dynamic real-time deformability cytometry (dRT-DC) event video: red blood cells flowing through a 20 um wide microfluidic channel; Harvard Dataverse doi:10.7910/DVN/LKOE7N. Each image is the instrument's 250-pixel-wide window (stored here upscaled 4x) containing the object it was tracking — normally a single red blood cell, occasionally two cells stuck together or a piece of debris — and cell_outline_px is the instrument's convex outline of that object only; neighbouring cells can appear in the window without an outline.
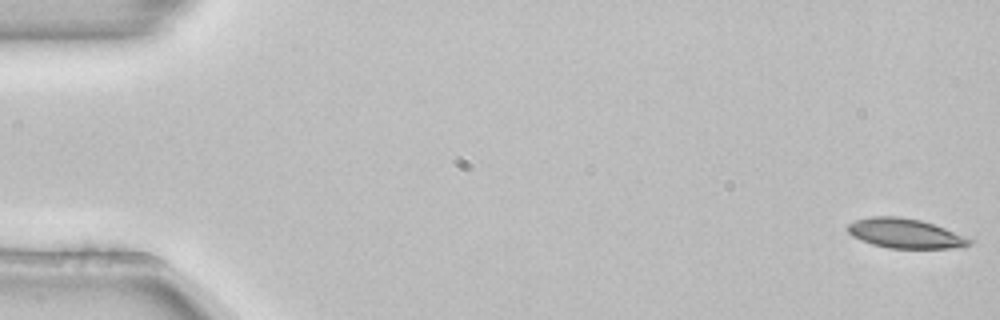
{"species": "common noctule bat (a hibernating species)", "species_latin": "Nyctalus noctula", "temperature_condition": "room temperature", "stored_images_in_passage": 54, "camera_frame_rate_fps": 3000, "um_per_image_px": 0.085, "animal": {"sex": "female", "body_mass_g": 22.7, "forearm_length_mm": 54.2}, "frame": {"image": 1, "passage_image": 1, "time_ms": 0.0, "image_size_px": [1000, 320], "cell_outline_px": [[976, 240], [972, 244], [964, 248], [888, 248], [872, 244], [852, 236], [848, 232], [848, 224], [856, 220], [872, 216], [896, 216], [920, 220], [944, 228]], "centroid_in_image_um": [77.0, 19.85], "position_along_channel_um": 8.0, "area_um2": 21.04}}
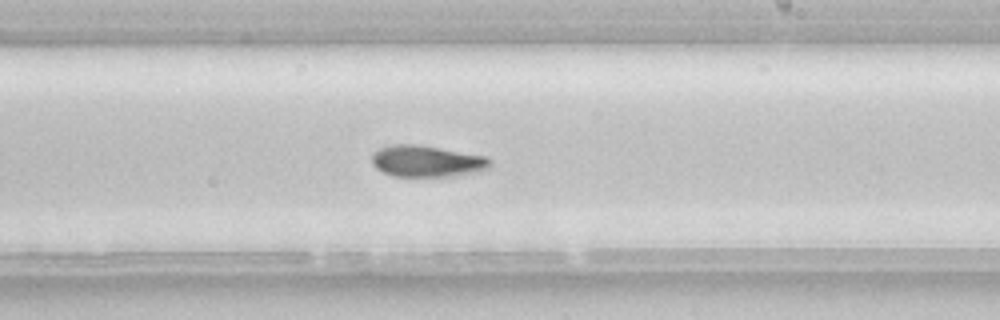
{"frame": {"image": 2, "passage_image": 32, "time_ms": 10.333, "image_size_px": [1000, 320], "cell_outline_px": [[492, 164], [488, 168], [480, 172], [456, 176], [396, 176], [384, 172], [376, 168], [372, 164], [372, 152], [380, 148], [392, 144], [420, 144], [488, 156], [492, 160]], "centroid_in_image_um": [36.33, 13.69], "position_along_channel_um": 252.7, "area_um2": 22.08}}
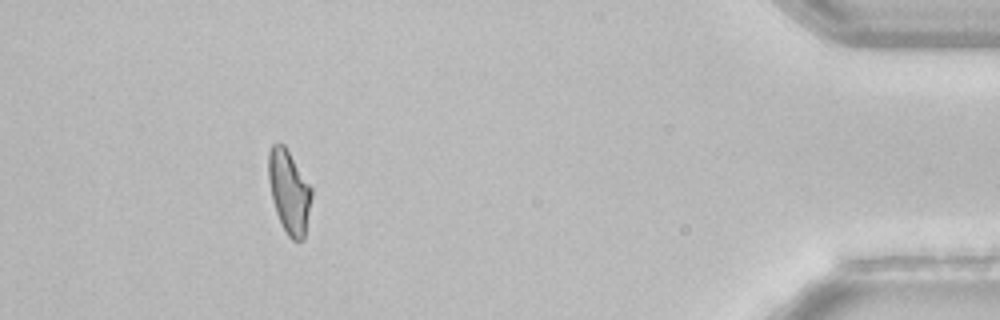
{"frame": {"image": 3, "passage_image": 49, "time_ms": 16.0, "image_size_px": [1000, 320], "cell_outline_px": [[312, 196], [304, 240], [292, 240], [288, 236], [276, 212], [272, 200], [268, 180], [268, 152], [272, 144], [284, 144], [312, 188]], "centroid_in_image_um": [24.57, 16.29], "position_along_channel_um": 410.6, "area_um2": 20.81}}